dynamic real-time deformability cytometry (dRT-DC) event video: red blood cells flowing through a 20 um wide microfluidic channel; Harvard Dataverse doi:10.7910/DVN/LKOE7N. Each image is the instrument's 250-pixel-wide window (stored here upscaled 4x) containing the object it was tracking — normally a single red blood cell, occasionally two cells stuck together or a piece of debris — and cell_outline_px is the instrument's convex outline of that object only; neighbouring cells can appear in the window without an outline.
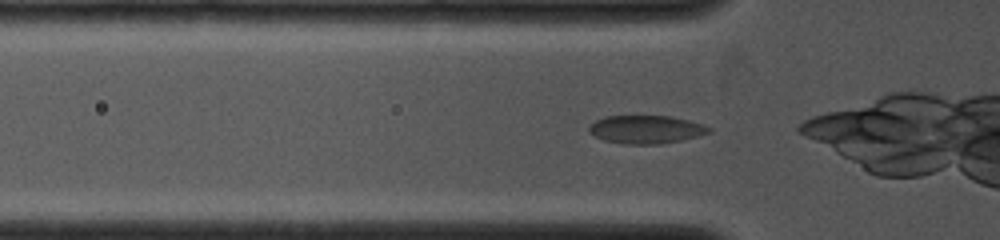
{"species": "common noctule bat (a hibernating species)", "species_latin": "Nyctalus noctula", "temperature_condition": "cold", "stored_images_in_passage": 40, "camera_frame_rate_fps": 4000, "um_per_image_px": 0.085, "animal": {"sex": "female", "body_mass_g": 19.0, "forearm_length_mm": 53.3}, "frame": {"image": 1, "passage_image": 2, "time_ms": 0.25, "image_size_px": [1000, 240], "cell_outline_px": [[712, 132], [680, 140], [660, 144], [628, 144], [604, 140], [588, 132], [588, 128], [596, 120], [604, 116], [672, 116], [704, 124], [712, 128]], "centroid_in_image_um": [54.93, 10.99], "position_along_channel_um": 70.9, "area_um2": 19.59}}
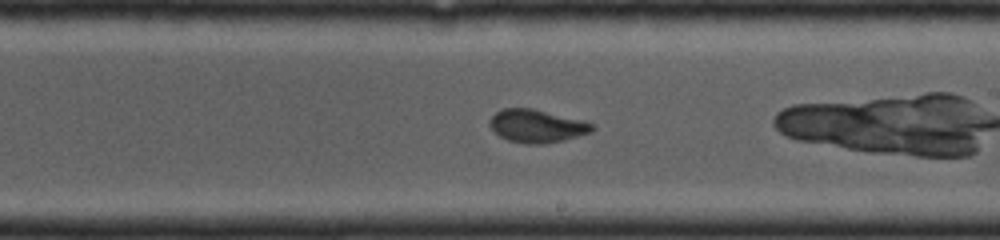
{"frame": {"image": 2, "passage_image": 17, "time_ms": 4.0, "image_size_px": [1000, 240], "cell_outline_px": [[596, 128], [592, 132], [564, 140], [544, 144], [524, 144], [508, 140], [500, 136], [488, 124], [492, 116], [496, 112], [504, 108], [532, 108], [596, 124]], "centroid_in_image_um": [45.65, 10.72], "position_along_channel_um": 243.4, "area_um2": 19.65}}
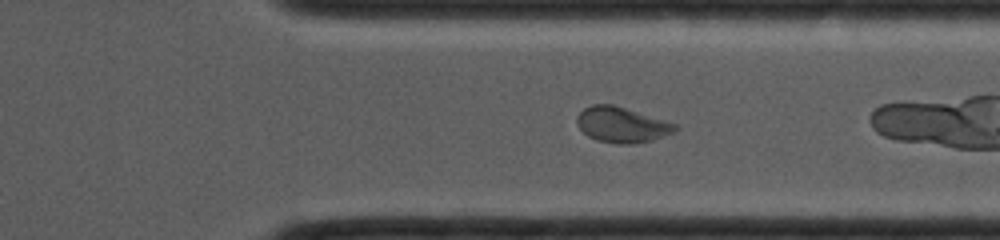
{"frame": {"image": 3, "passage_image": 27, "time_ms": 6.5, "image_size_px": [1000, 240], "cell_outline_px": [[680, 128], [676, 132], [652, 140], [632, 144], [616, 144], [596, 140], [588, 136], [576, 124], [576, 116], [584, 108], [592, 104], [612, 104], [676, 124]], "centroid_in_image_um": [52.84, 10.61], "position_along_channel_um": 358.6, "area_um2": 20.29}}